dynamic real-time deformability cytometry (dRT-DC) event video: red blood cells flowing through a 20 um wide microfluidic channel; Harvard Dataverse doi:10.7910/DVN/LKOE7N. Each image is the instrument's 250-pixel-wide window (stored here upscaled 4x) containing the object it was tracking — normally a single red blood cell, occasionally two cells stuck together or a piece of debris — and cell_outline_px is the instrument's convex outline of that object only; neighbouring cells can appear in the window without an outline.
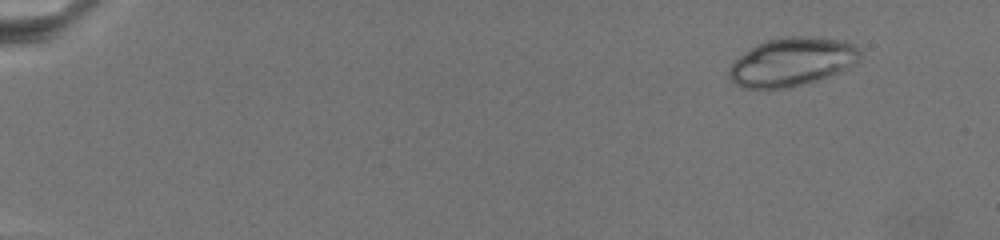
{"species": "common noctule bat (a hibernating species)", "species_latin": "Nyctalus noctula", "temperature_condition": "warm", "stored_images_in_passage": 20, "camera_frame_rate_fps": 3000, "um_per_image_px": 0.085, "animal": {"sex": "female", "body_mass_g": 19.5, "forearm_length_mm": 54.1}, "frame": {"image": 1, "passage_image": 3, "time_ms": 2.0, "image_size_px": [1000, 240], "cell_outline_px": [[860, 60], [844, 68], [824, 76], [788, 88], [740, 88], [728, 76], [728, 68], [732, 60], [756, 44], [768, 40], [788, 36], [808, 36], [844, 40], [856, 44], [860, 48]], "centroid_in_image_um": [67.26, 5.23], "position_along_channel_um": 17.7, "area_um2": 36.7}}
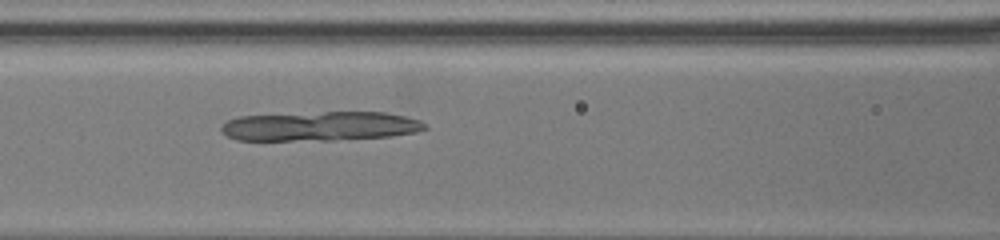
{"frame": {"image": 2, "passage_image": 15, "time_ms": 11.667, "image_size_px": [1000, 240], "cell_outline_px": [[428, 128], [416, 132], [392, 136], [332, 140], [236, 140], [228, 136], [220, 128], [228, 120], [240, 116], [324, 112], [384, 112], [404, 116], [420, 120]], "centroid_in_image_um": [27.24, 10.73], "position_along_channel_um": 139.4, "area_um2": 34.62}}
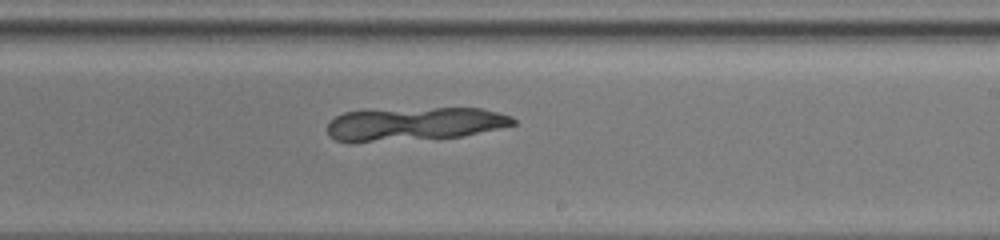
{"frame": {"image": 3, "passage_image": 20, "time_ms": 15.667, "image_size_px": [1000, 240], "cell_outline_px": [[516, 124], [464, 136], [352, 144], [348, 144], [336, 140], [328, 136], [328, 120], [344, 112], [432, 108], [484, 108], [512, 116], [516, 120]], "centroid_in_image_um": [35.18, 10.56], "position_along_channel_um": 253.8, "area_um2": 36.59}}